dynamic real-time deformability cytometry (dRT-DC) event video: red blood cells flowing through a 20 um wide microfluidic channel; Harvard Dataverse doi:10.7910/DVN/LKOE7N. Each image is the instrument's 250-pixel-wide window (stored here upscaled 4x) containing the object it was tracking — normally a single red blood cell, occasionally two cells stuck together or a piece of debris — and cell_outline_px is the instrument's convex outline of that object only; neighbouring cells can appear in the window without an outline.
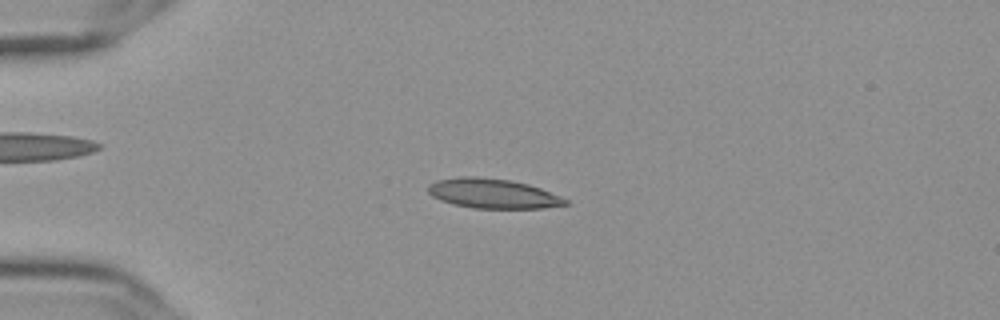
{"species": "Egyptian fruit bat (a non-hibernating species)", "species_latin": "Rousettus aegyptiacus", "temperature_condition": "cold", "stored_images_in_passage": 46, "camera_frame_rate_fps": 3000, "um_per_image_px": 0.085, "frame": {"image": 1, "passage_image": 4, "time_ms": 1.0, "image_size_px": [1000, 320], "cell_outline_px": [[572, 204], [544, 208], [472, 208], [452, 204], [440, 200], [432, 196], [428, 192], [428, 184], [436, 180], [460, 176], [476, 176], [512, 180], [528, 184], [540, 188], [568, 200]], "centroid_in_image_um": [41.88, 16.45], "position_along_channel_um": 43.1, "area_um2": 23.93}}
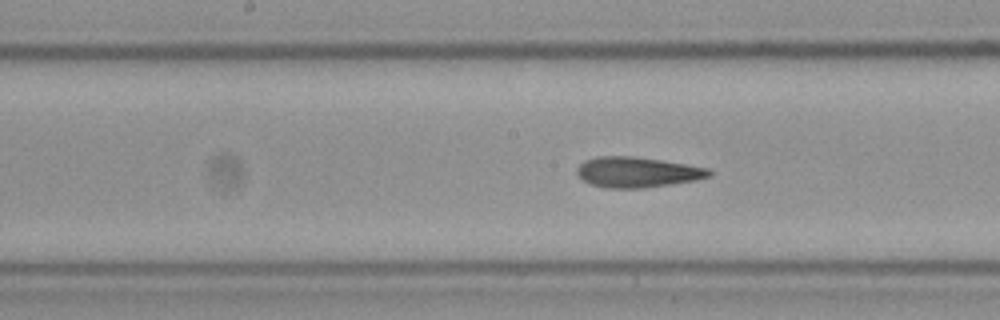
{"frame": {"image": 2, "passage_image": 19, "time_ms": 6.0, "image_size_px": [1000, 320], "cell_outline_px": [[712, 176], [696, 180], [644, 188], [608, 188], [592, 184], [584, 180], [576, 172], [576, 168], [584, 160], [600, 156], [632, 156], [660, 160], [708, 168], [712, 172]], "centroid_in_image_um": [54.17, 14.63], "position_along_channel_um": 194.0, "area_um2": 23.24}}
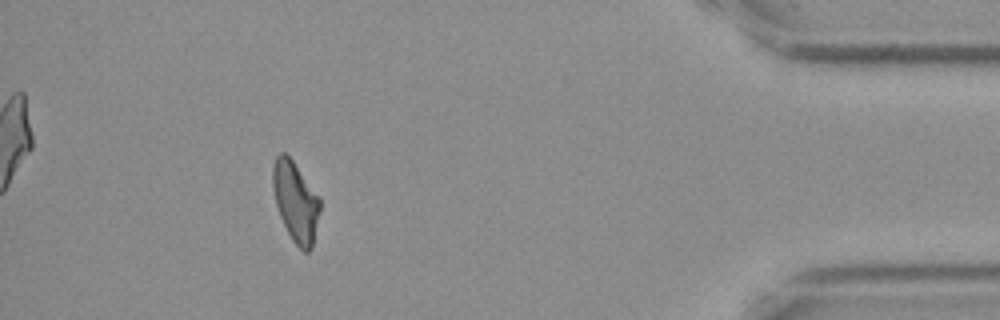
{"frame": {"image": 3, "passage_image": 41, "time_ms": 13.333, "image_size_px": [1000, 320], "cell_outline_px": [[320, 208], [312, 248], [308, 252], [304, 252], [292, 240], [280, 216], [276, 204], [272, 184], [272, 168], [276, 156], [280, 152], [284, 152], [292, 160], [320, 196]], "centroid_in_image_um": [25.13, 17.12], "position_along_channel_um": 410.1, "area_um2": 21.91}, "authors_computed_cell_mechanics": {"area_um2": 23.0622, "velocity_mm_per_s": 3.6127, "shape_relaxation_time_tau1_ms": null, "shape_relaxation_time_tau2_ms": 2.997, "deformation_change_tau1": null, "deformation_change_tau2": 0.1092}}